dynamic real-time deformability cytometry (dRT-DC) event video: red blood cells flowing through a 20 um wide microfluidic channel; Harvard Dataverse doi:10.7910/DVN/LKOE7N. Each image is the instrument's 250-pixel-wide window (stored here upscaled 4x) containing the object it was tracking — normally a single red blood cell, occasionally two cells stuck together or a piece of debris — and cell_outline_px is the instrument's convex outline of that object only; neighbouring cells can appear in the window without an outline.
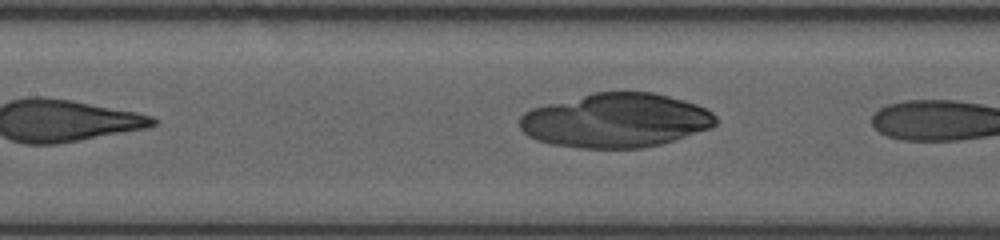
{"species": "human", "species_latin": "Homo sapiens", "temperature_condition": "room temperature", "stored_images_in_passage": 7, "segment_of_instrument_passage": [2, 2], "camera_frame_rate_fps": 3000, "um_per_image_px": 0.085, "donor": {"sex": "female"}, "frame": {"image": 1, "passage_image": 7, "time_ms": 3.333, "image_size_px": [1000, 240], "cell_outline_px": [[716, 124], [712, 128], [660, 144], [644, 148], [580, 148], [552, 144], [536, 140], [528, 136], [520, 128], [520, 116], [524, 112], [532, 108], [592, 92], [652, 92], [684, 100], [696, 104], [712, 112], [716, 116]], "centroid_in_image_um": [52.34, 10.24], "position_along_channel_um": 155.1, "area_um2": 61.9}}